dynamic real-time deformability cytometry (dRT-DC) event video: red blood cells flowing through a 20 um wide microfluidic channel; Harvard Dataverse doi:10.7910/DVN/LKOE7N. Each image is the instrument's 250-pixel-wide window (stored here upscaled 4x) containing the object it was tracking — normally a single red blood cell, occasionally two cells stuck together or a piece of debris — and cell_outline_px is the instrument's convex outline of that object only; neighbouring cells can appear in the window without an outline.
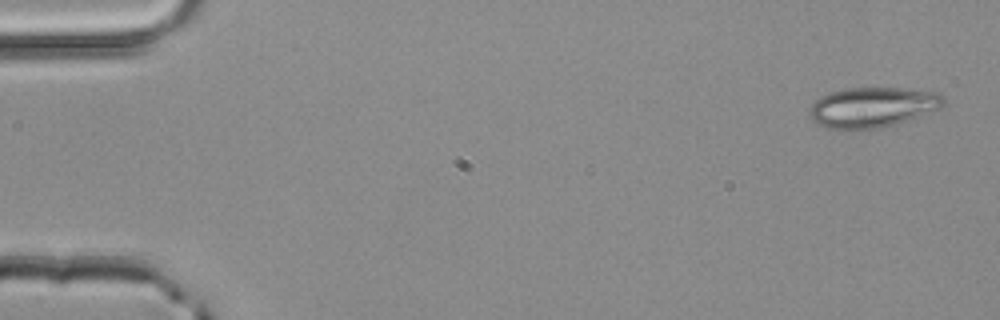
{"species": "common noctule bat (a hibernating species)", "species_latin": "Nyctalus noctula", "temperature_condition": "room temperature", "stored_images_in_passage": 49, "camera_frame_rate_fps": 3000, "um_per_image_px": 0.085, "animal": {"sex": "male", "body_mass_g": 20.4}, "frame": {"image": 1, "passage_image": 1, "time_ms": 0.0, "image_size_px": [1000, 320], "cell_outline_px": [[944, 104], [940, 108], [908, 120], [896, 124], [876, 128], [824, 128], [812, 120], [808, 112], [812, 104], [820, 96], [832, 92], [848, 88], [904, 88], [936, 92], [944, 96]], "centroid_in_image_um": [74.16, 9.1], "position_along_channel_um": 10.8, "area_um2": 31.1}}
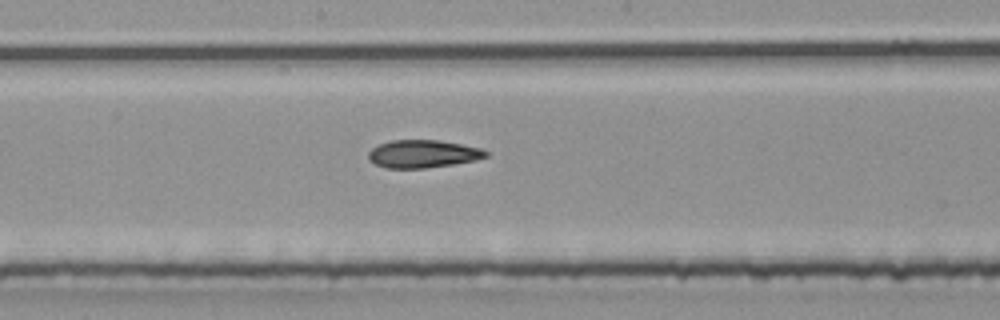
{"frame": {"image": 2, "passage_image": 26, "time_ms": 8.333, "image_size_px": [1000, 320], "cell_outline_px": [[488, 156], [476, 160], [452, 164], [424, 168], [384, 168], [368, 160], [368, 152], [372, 148], [380, 144], [392, 140], [440, 140], [480, 148], [488, 152]], "centroid_in_image_um": [35.93, 13.08], "position_along_channel_um": 212.3, "area_um2": 18.96}}
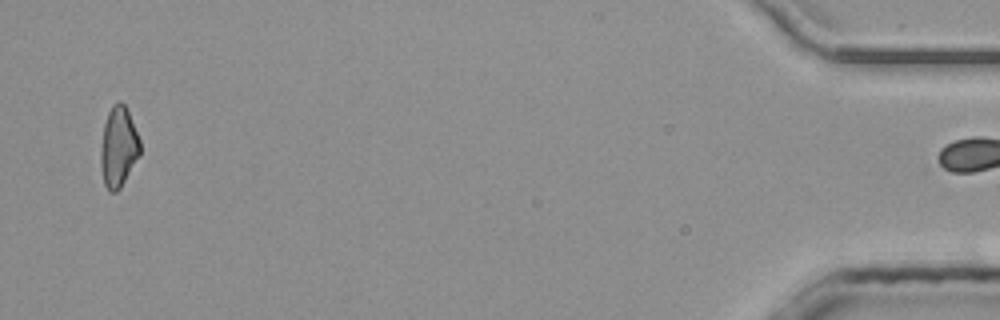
{"frame": {"image": 3, "passage_image": 48, "time_ms": 15.667, "image_size_px": [1000, 320], "cell_outline_px": [[140, 156], [120, 188], [116, 192], [108, 192], [104, 184], [100, 168], [100, 148], [104, 124], [108, 112], [112, 104], [120, 100], [124, 104], [128, 112], [140, 140]], "centroid_in_image_um": [10.05, 12.52], "position_along_channel_um": 425.1, "area_um2": 18.61}}